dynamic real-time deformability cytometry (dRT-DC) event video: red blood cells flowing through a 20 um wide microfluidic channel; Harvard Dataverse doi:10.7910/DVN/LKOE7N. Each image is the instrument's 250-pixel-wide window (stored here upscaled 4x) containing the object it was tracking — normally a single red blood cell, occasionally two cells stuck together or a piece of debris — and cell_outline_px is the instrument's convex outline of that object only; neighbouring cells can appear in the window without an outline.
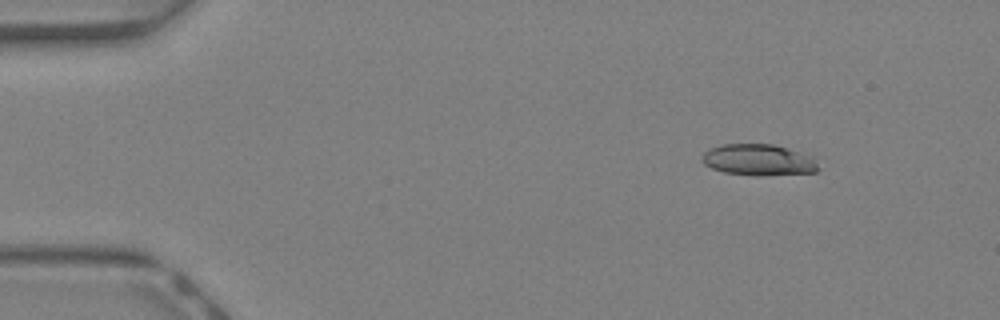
{"species": "Egyptian fruit bat (a non-hibernating species)", "species_latin": "Rousettus aegyptiacus", "temperature_condition": "warm", "stored_images_in_passage": 44, "camera_frame_rate_fps": 3000, "um_per_image_px": 0.085, "animal": {"sex": "female"}, "frame": {"image": 1, "passage_image": 5, "time_ms": 1.333, "image_size_px": [1000, 320], "cell_outline_px": [[820, 168], [816, 172], [760, 176], [756, 176], [724, 172], [712, 168], [704, 164], [700, 160], [700, 156], [704, 152], [712, 148], [724, 144], [772, 144], [812, 156]], "centroid_in_image_um": [64.46, 13.6], "position_along_channel_um": 20.5, "area_um2": 21.21}}
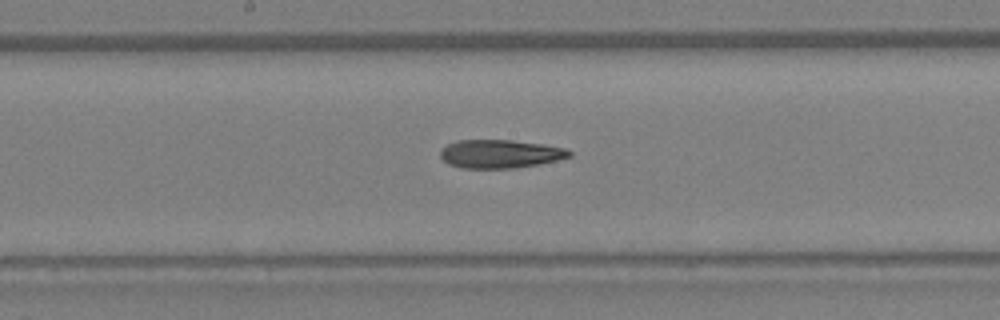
{"frame": {"image": 2, "passage_image": 23, "time_ms": 7.333, "image_size_px": [1000, 320], "cell_outline_px": [[572, 156], [556, 160], [536, 164], [512, 168], [460, 168], [448, 164], [440, 156], [440, 152], [448, 144], [456, 140], [512, 140], [544, 144], [564, 148], [572, 152]], "centroid_in_image_um": [42.5, 13.07], "position_along_channel_um": 205.7, "area_um2": 21.21}}
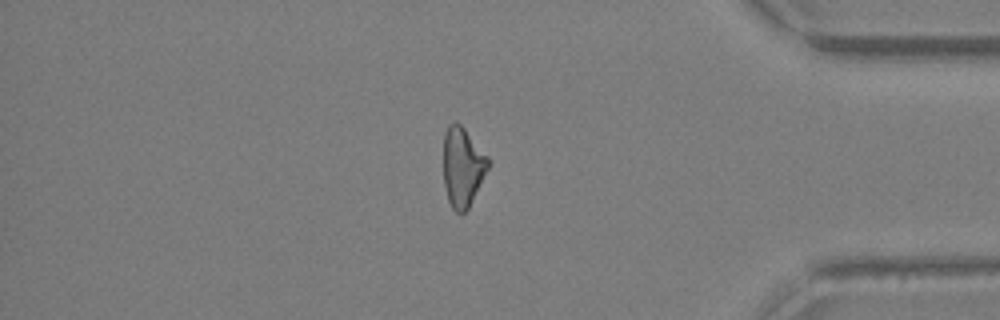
{"frame": {"image": 3, "passage_image": 37, "time_ms": 12.0, "image_size_px": [1000, 320], "cell_outline_px": [[492, 164], [468, 208], [464, 212], [456, 212], [452, 208], [448, 200], [444, 184], [444, 132], [448, 124], [456, 120], [464, 128], [488, 156]], "centroid_in_image_um": [39.34, 14.16], "position_along_channel_um": 395.9, "area_um2": 20.92}}